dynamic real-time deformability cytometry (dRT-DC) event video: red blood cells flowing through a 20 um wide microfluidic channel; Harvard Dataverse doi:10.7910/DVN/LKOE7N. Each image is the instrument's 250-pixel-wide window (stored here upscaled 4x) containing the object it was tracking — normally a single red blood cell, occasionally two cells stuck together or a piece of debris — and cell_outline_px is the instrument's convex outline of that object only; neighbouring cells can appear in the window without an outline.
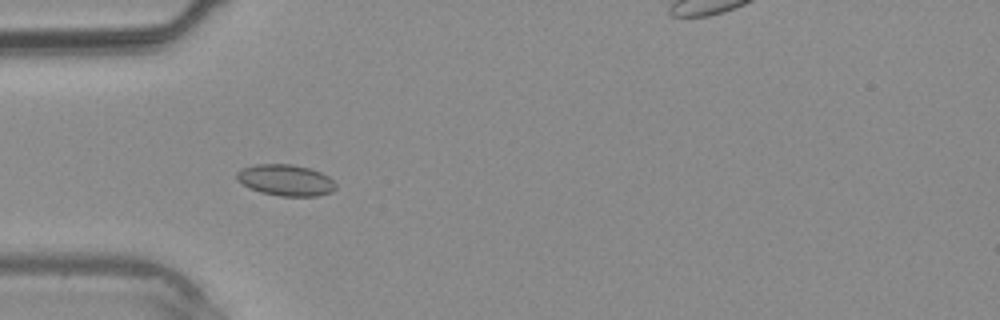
{"species": "common noctule bat (a hibernating species)", "species_latin": "Nyctalus noctula", "temperature_condition": "warm", "stored_images_in_passage": 35, "camera_frame_rate_fps": 3000, "um_per_image_px": 0.085, "animal": {"sex": "male", "body_mass_g": 20.4}, "frame": {"image": 1, "passage_image": 8, "time_ms": 2.333, "image_size_px": [1000, 320], "cell_outline_px": [[336, 188], [332, 192], [316, 196], [280, 196], [260, 192], [248, 188], [236, 180], [236, 172], [240, 168], [256, 164], [292, 164], [308, 168], [320, 172], [328, 176], [336, 184]], "centroid_in_image_um": [24.24, 15.31], "position_along_channel_um": 60.8, "area_um2": 18.21}}
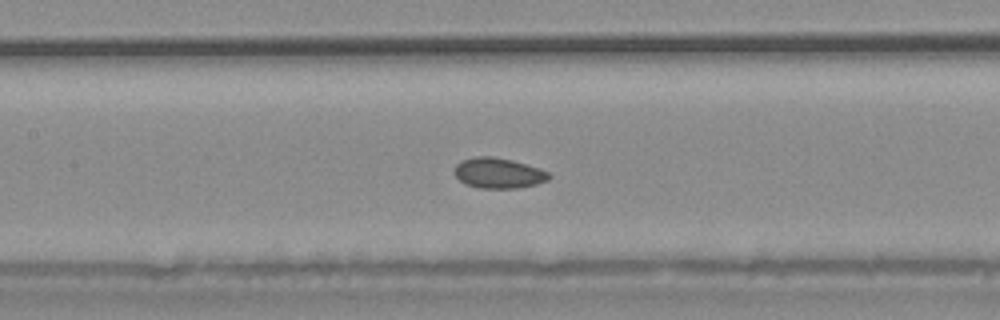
{"frame": {"image": 2, "passage_image": 14, "time_ms": 4.333, "image_size_px": [1000, 320], "cell_outline_px": [[552, 176], [548, 180], [536, 184], [516, 188], [480, 188], [464, 184], [452, 172], [456, 164], [460, 160], [476, 156], [492, 156], [512, 160], [540, 168], [548, 172]], "centroid_in_image_um": [42.34, 14.7], "position_along_channel_um": 165.1, "area_um2": 16.94}}
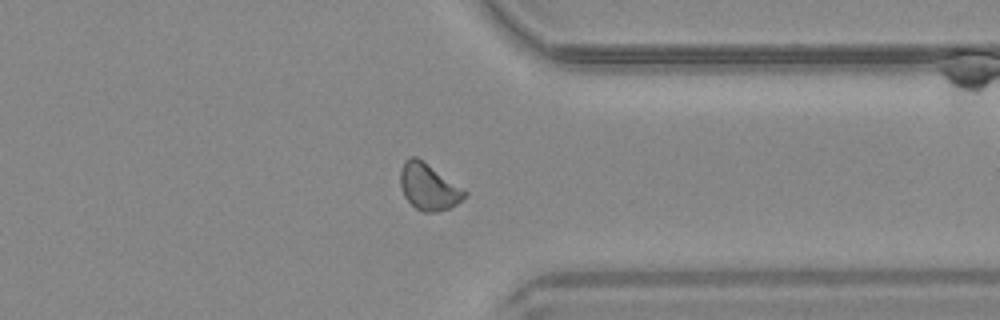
{"frame": {"image": 3, "passage_image": 26, "time_ms": 8.333, "image_size_px": [1000, 320], "cell_outline_px": [[468, 196], [456, 204], [448, 208], [436, 212], [424, 212], [416, 208], [404, 196], [400, 184], [400, 168], [404, 160], [412, 156], [416, 156], [464, 188], [468, 192]], "centroid_in_image_um": [36.44, 15.87], "position_along_channel_um": 375.0, "area_um2": 17.46}}